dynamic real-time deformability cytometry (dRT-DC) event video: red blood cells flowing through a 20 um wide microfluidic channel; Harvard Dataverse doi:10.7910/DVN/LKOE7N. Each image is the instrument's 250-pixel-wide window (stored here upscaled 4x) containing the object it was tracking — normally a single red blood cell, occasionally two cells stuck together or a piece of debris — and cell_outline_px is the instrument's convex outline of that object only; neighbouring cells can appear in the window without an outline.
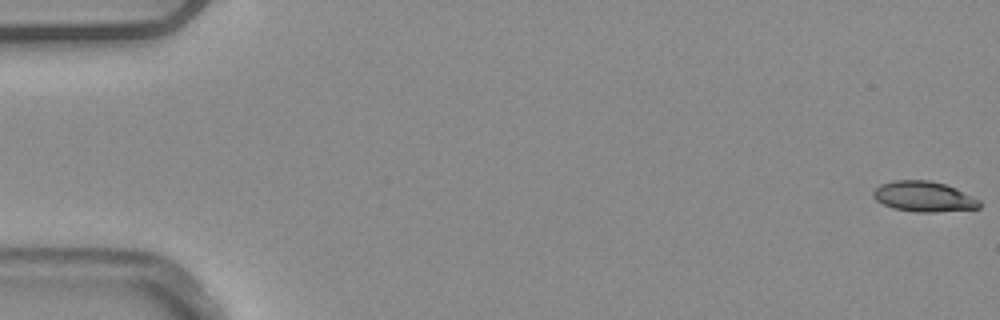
{"species": "common noctule bat (a hibernating species)", "species_latin": "Nyctalus noctula", "temperature_condition": "warm", "stored_images_in_passage": 9, "camera_frame_rate_fps": 3000, "um_per_image_px": 0.085, "animal": {"sex": "male", "body_mass_g": 20.4}, "frame": {"image": 1, "passage_image": 1, "time_ms": 0.0, "image_size_px": [1000, 320], "cell_outline_px": [[980, 208], [932, 212], [916, 212], [892, 208], [876, 200], [872, 196], [872, 192], [880, 184], [892, 180], [928, 180], [944, 184], [956, 188], [980, 200]], "centroid_in_image_um": [78.5, 16.7], "position_along_channel_um": 6.5, "area_um2": 18.79}}
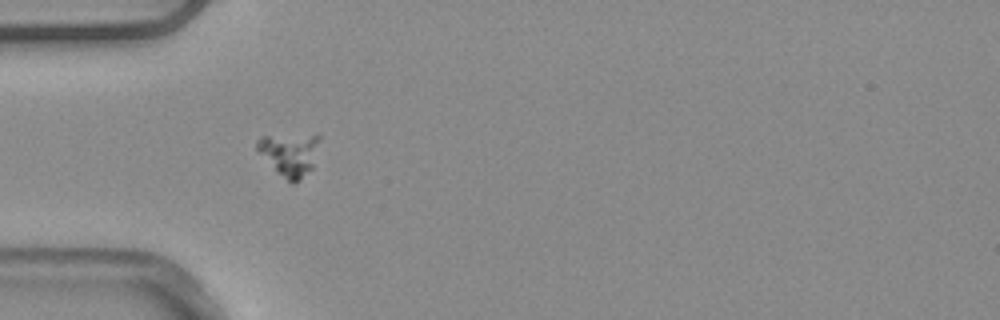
{"frame": {"image": 2, "passage_image": 6, "time_ms": 1.667, "image_size_px": [1000, 320], "cell_outline_px": [[320, 136], [312, 168], [300, 180], [292, 184], [276, 172], [256, 148], [256, 140], [260, 136]], "centroid_in_image_um": [24.58, 13.14], "position_along_channel_um": 60.4, "area_um2": 15.14}}